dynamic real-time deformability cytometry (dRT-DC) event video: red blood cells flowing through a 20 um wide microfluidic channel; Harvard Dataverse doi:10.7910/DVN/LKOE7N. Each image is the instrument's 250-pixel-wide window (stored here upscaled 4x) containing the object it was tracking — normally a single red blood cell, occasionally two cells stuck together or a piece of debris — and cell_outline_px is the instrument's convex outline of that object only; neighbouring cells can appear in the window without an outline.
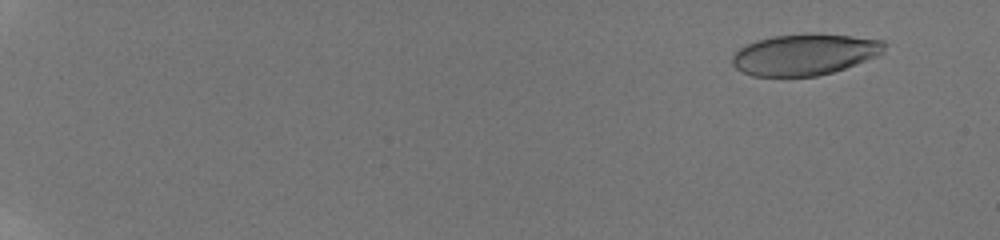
{"species": "human", "species_latin": "Homo sapiens", "temperature_condition": "room temperature", "stored_images_in_passage": 43, "camera_frame_rate_fps": 3000, "um_per_image_px": 0.085, "donor": {"sex": "male"}, "frame": {"image": 1, "passage_image": 7, "time_ms": 1.0, "image_size_px": [1000, 240], "cell_outline_px": [[884, 52], [880, 56], [832, 72], [816, 76], [752, 76], [736, 68], [732, 64], [732, 56], [740, 48], [756, 40], [772, 36], [812, 32], [852, 36], [884, 40]], "centroid_in_image_um": [68.42, 4.61], "position_along_channel_um": 16.6, "area_um2": 36.76}}
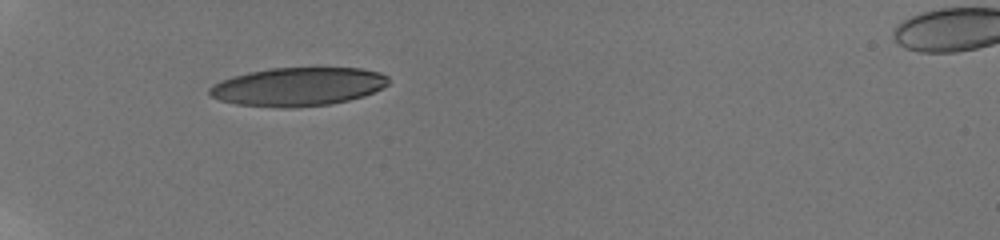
{"frame": {"image": 2, "passage_image": 31, "time_ms": 6.667, "image_size_px": [1000, 240], "cell_outline_px": [[388, 84], [364, 96], [332, 104], [292, 108], [280, 108], [236, 104], [220, 100], [212, 96], [208, 92], [208, 88], [212, 84], [220, 80], [232, 76], [248, 72], [272, 68], [360, 68], [380, 72], [388, 76]], "centroid_in_image_um": [25.3, 7.37], "position_along_channel_um": 59.7, "area_um2": 40.29}}
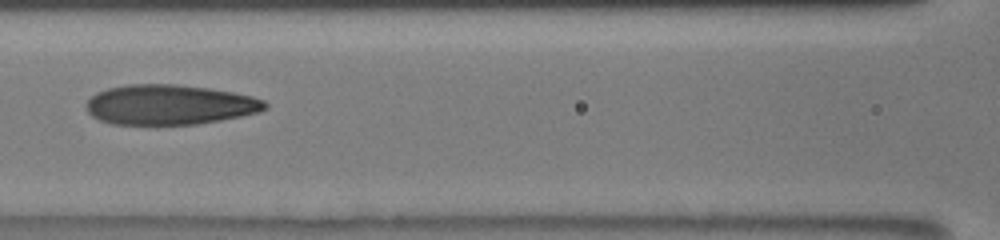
{"frame": {"image": 3, "passage_image": 39, "time_ms": 9.667, "image_size_px": [1000, 240], "cell_outline_px": [[268, 108], [260, 112], [220, 120], [196, 124], [156, 128], [112, 124], [100, 120], [92, 116], [88, 112], [84, 104], [96, 92], [108, 88], [128, 84], [176, 84], [208, 88], [232, 92], [252, 96], [264, 100], [268, 104]], "centroid_in_image_um": [14.37, 8.94], "position_along_channel_um": 152.2, "area_um2": 42.95}}